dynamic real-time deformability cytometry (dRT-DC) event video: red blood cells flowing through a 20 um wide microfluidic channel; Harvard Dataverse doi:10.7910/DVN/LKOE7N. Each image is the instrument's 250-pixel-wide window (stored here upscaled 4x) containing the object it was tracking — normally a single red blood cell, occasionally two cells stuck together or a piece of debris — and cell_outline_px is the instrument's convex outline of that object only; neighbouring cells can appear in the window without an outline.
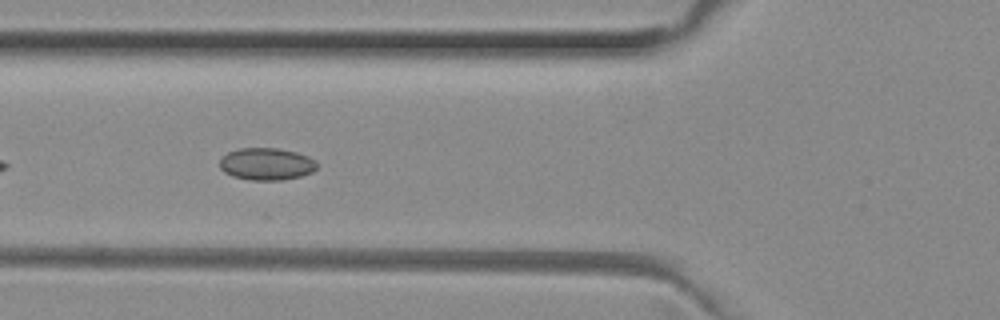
{"species": "common noctule bat (a hibernating species)", "species_latin": "Nyctalus noctula", "temperature_condition": "room temperature", "stored_images_in_passage": 14, "camera_frame_rate_fps": 3000, "um_per_image_px": 0.085, "animal": {"sex": "female", "body_mass_g": 29.2, "forearm_length_mm": 56.3}, "frame": {"image": 1, "passage_image": 6, "time_ms": 1.667, "image_size_px": [1000, 320], "cell_outline_px": [[316, 168], [312, 172], [300, 176], [280, 180], [248, 180], [232, 176], [224, 172], [220, 168], [220, 160], [228, 152], [240, 148], [276, 148], [296, 152], [308, 156], [316, 160]], "centroid_in_image_um": [22.64, 13.94], "position_along_channel_um": 103.2, "area_um2": 18.21}}
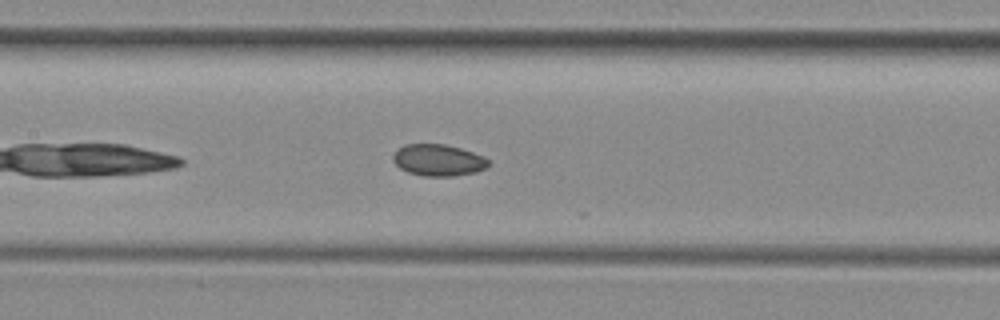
{"frame": {"image": 2, "passage_image": 11, "time_ms": 3.333, "image_size_px": [1000, 320], "cell_outline_px": [[492, 164], [488, 168], [476, 172], [452, 176], [424, 176], [408, 172], [400, 168], [392, 160], [392, 156], [404, 144], [444, 144], [460, 148], [484, 156]], "centroid_in_image_um": [37.29, 13.62], "position_along_channel_um": 170.1, "area_um2": 17.63}}